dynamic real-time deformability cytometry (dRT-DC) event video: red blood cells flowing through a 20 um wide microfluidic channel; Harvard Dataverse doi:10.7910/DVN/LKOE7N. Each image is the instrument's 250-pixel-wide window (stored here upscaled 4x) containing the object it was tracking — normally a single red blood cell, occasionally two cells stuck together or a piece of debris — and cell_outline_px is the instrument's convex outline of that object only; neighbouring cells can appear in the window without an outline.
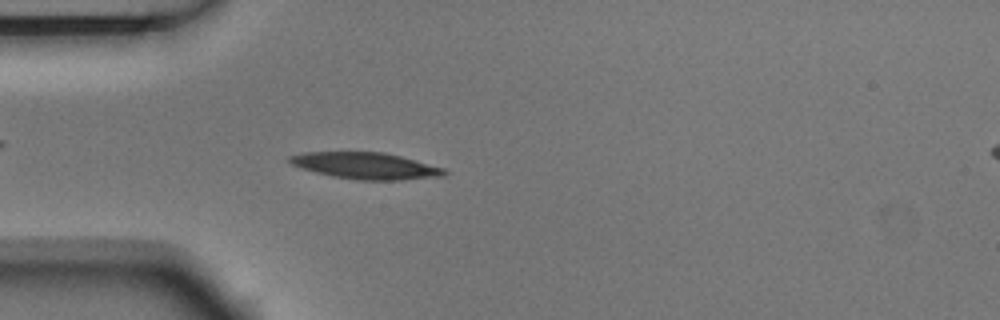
{"species": "Egyptian fruit bat (a non-hibernating species)", "species_latin": "Rousettus aegyptiacus", "temperature_condition": "room temperature", "stored_images_in_passage": 4, "camera_frame_rate_fps": 3000, "um_per_image_px": 0.085, "animal": {"sex": "male"}, "frame": {"image": 1, "passage_image": 4, "time_ms": 1.0, "image_size_px": [1000, 320], "cell_outline_px": [[448, 172], [444, 176], [400, 180], [356, 180], [332, 176], [300, 168], [292, 164], [288, 160], [288, 156], [304, 152], [384, 152], [400, 156], [444, 168]], "centroid_in_image_um": [31.07, 14.09], "position_along_channel_um": 53.9, "area_um2": 23.87}}